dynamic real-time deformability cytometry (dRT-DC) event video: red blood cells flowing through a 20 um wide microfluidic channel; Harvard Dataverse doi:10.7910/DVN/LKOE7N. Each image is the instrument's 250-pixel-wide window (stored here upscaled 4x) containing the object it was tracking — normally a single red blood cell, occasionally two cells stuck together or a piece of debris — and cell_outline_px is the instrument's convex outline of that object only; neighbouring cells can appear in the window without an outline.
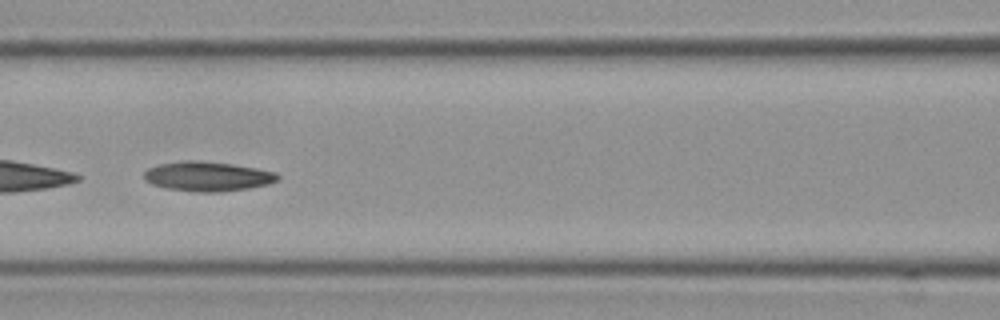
{"species": "Egyptian fruit bat (a non-hibernating species)", "species_latin": "Rousettus aegyptiacus", "temperature_condition": "cold", "stored_images_in_passage": 47, "camera_frame_rate_fps": 3000, "um_per_image_px": 0.085, "frame": {"image": 1, "passage_image": 17, "time_ms": 5.333, "image_size_px": [1000, 320], "cell_outline_px": [[280, 180], [268, 184], [248, 188], [220, 192], [196, 192], [164, 188], [152, 184], [144, 180], [144, 172], [148, 168], [160, 164], [184, 160], [196, 160], [228, 164], [256, 168], [276, 172], [280, 176]], "centroid_in_image_um": [17.63, 15.0], "position_along_channel_um": 149.0, "area_um2": 23.06}}
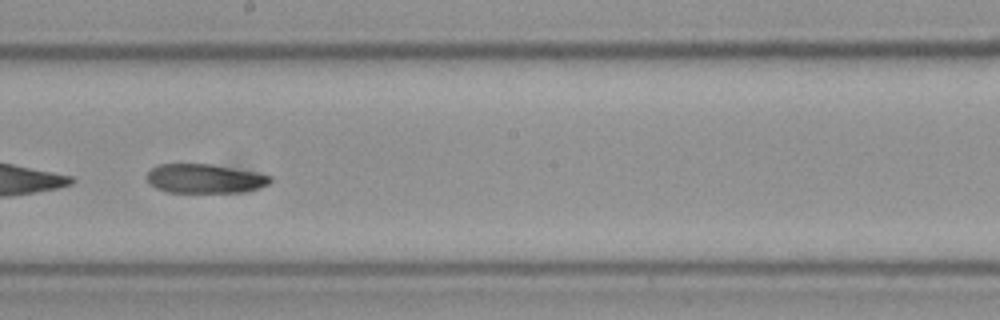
{"frame": {"image": 2, "passage_image": 24, "time_ms": 7.667, "image_size_px": [1000, 320], "cell_outline_px": [[272, 184], [240, 192], [168, 192], [156, 188], [148, 184], [148, 172], [152, 168], [160, 164], [212, 164], [256, 172], [272, 176]], "centroid_in_image_um": [17.43, 15.18], "position_along_channel_um": 230.8, "area_um2": 20.92}}
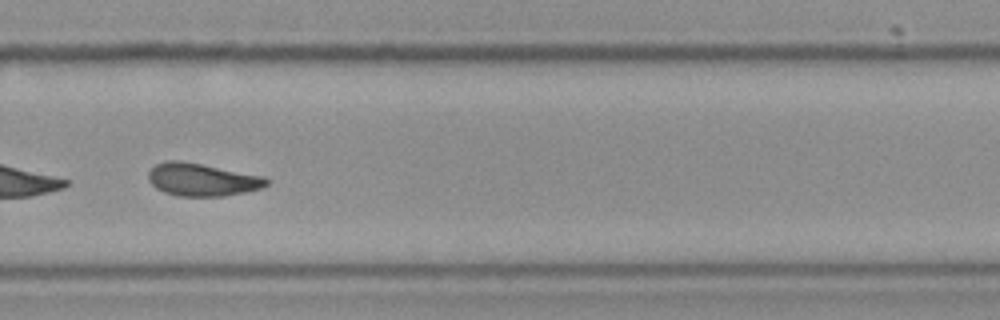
{"frame": {"image": 3, "passage_image": 31, "time_ms": 10.0, "image_size_px": [1000, 320], "cell_outline_px": [[268, 184], [264, 188], [248, 192], [224, 196], [176, 196], [164, 192], [156, 188], [148, 180], [148, 172], [156, 164], [168, 160], [180, 160], [264, 176], [268, 180]], "centroid_in_image_um": [17.19, 15.28], "position_along_channel_um": 312.6, "area_um2": 22.66}, "authors_computed_cell_mechanics": {"area_um2": 22.6576, "velocity_mm_per_s": 3.5249, "shape_relaxation_time_tau1_ms": 3.2238, "shape_relaxation_time_tau2_ms": null, "deformation_change_tau1": 0.1353, "deformation_change_tau2": null}}